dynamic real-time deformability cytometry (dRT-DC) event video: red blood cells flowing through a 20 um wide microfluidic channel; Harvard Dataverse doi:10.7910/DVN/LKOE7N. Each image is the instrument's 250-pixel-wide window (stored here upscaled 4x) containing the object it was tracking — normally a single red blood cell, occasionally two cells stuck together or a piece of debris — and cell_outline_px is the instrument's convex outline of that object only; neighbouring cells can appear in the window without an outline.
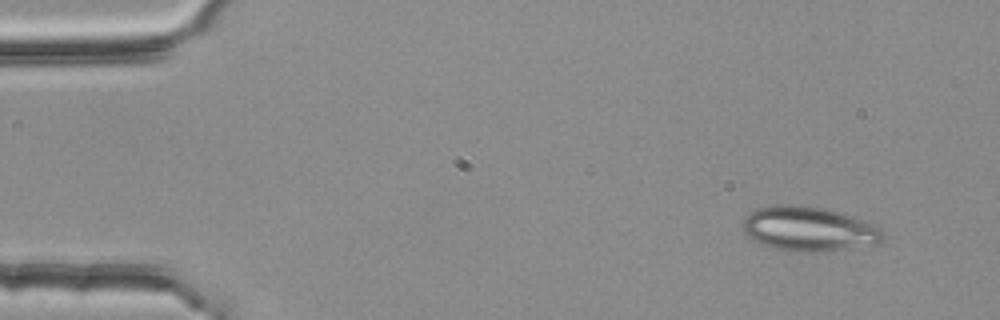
{"species": "common noctule bat (a hibernating species)", "species_latin": "Nyctalus noctula", "temperature_condition": "room temperature", "stored_images_in_passage": 3, "camera_frame_rate_fps": 3000, "um_per_image_px": 0.085, "animal": {"sex": "female", "body_mass_g": 25.1}, "frame": {"image": 1, "passage_image": 1, "time_ms": 0.0, "image_size_px": [1000, 320], "cell_outline_px": [[884, 236], [876, 244], [844, 248], [776, 248], [760, 244], [748, 236], [744, 232], [740, 224], [756, 208], [776, 204], [788, 204], [824, 208], [872, 224], [880, 228], [884, 232]], "centroid_in_image_um": [68.68, 19.39], "position_along_channel_um": 16.3, "area_um2": 34.56}}